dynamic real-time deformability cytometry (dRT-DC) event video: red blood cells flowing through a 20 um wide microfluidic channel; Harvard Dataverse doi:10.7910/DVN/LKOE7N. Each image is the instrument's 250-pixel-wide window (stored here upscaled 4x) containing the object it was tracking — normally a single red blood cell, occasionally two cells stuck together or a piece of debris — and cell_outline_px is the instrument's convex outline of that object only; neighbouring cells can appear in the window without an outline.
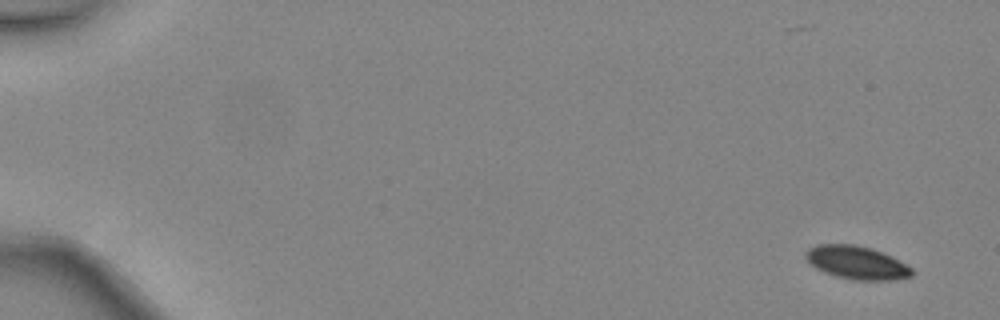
{"species": "common noctule bat (a hibernating species)", "species_latin": "Nyctalus noctula", "temperature_condition": "warm", "stored_images_in_passage": 47, "camera_frame_rate_fps": 3000, "um_per_image_px": 0.085, "animal": {"sex": "female", "body_mass_g": 24.6, "forearm_length_mm": 56.2}, "frame": {"image": 1, "passage_image": 2, "time_ms": 0.333, "image_size_px": [1000, 320], "cell_outline_px": [[912, 276], [892, 280], [852, 280], [836, 276], [824, 272], [816, 268], [804, 256], [804, 252], [808, 248], [816, 244], [856, 244], [872, 248], [892, 256], [900, 260], [912, 268]], "centroid_in_image_um": [72.81, 22.31], "position_along_channel_um": 12.2, "area_um2": 20.69}}
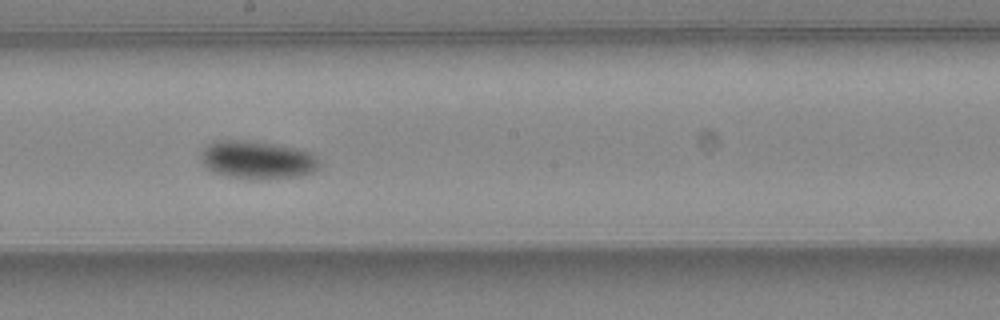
{"frame": {"image": 2, "passage_image": 28, "time_ms": 9.0, "image_size_px": [1000, 320], "cell_outline_px": [[320, 168], [312, 172], [300, 176], [228, 176], [212, 172], [200, 160], [200, 156], [204, 148], [212, 140], [244, 140], [276, 144], [296, 148], [308, 152], [316, 156], [320, 160]], "centroid_in_image_um": [21.86, 13.53], "position_along_channel_um": 226.3, "area_um2": 25.49}}
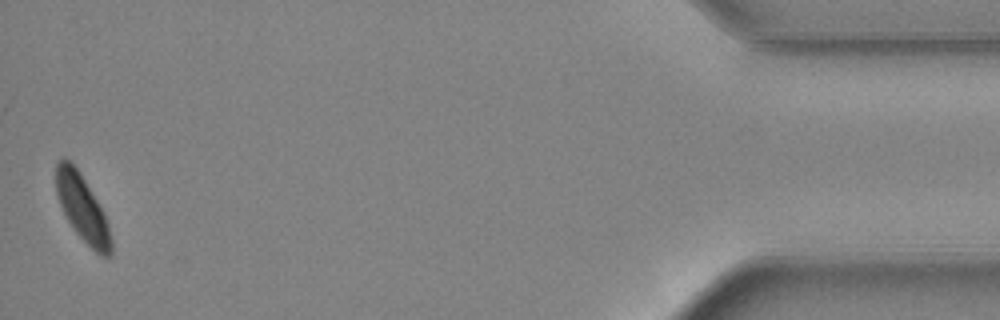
{"frame": {"image": 3, "passage_image": 47, "time_ms": 15.333, "image_size_px": [1000, 320], "cell_outline_px": [[112, 256], [100, 256], [76, 232], [68, 220], [60, 204], [56, 192], [56, 164], [64, 156], [80, 172], [96, 200], [108, 224], [112, 240]], "centroid_in_image_um": [7.0, 17.7], "position_along_channel_um": 428.2, "area_um2": 20.75}, "authors_computed_cell_mechanics": {"area_um2": 22.6576, "velocity_mm_per_s": 4.4607, "shape_relaxation_time_tau1_ms": 2.01, "shape_relaxation_time_tau2_ms": null, "deformation_change_tau1": 0.0945, "deformation_change_tau2": null}}